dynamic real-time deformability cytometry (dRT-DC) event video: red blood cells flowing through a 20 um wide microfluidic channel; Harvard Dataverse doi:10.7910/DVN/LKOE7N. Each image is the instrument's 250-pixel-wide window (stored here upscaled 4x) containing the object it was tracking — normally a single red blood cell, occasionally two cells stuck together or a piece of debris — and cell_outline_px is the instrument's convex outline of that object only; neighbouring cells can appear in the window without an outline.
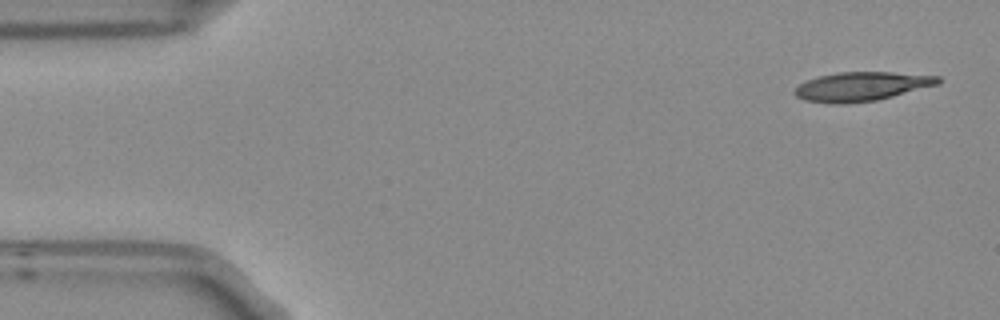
{"species": "Egyptian fruit bat (a non-hibernating species)", "species_latin": "Rousettus aegyptiacus", "temperature_condition": "room temperature", "stored_images_in_passage": 5, "segment_of_instrument_passage": [2, 2], "camera_frame_rate_fps": 3000, "um_per_image_px": 0.085, "frame": {"image": 1, "passage_image": 5, "time_ms": 1.333, "image_size_px": [1000, 320], "cell_outline_px": [[940, 84], [876, 100], [848, 104], [828, 104], [804, 100], [796, 96], [792, 92], [800, 84], [808, 80], [820, 76], [840, 72], [892, 72], [940, 76]], "centroid_in_image_um": [73.22, 7.36], "position_along_channel_um": 11.8, "area_um2": 24.28}}